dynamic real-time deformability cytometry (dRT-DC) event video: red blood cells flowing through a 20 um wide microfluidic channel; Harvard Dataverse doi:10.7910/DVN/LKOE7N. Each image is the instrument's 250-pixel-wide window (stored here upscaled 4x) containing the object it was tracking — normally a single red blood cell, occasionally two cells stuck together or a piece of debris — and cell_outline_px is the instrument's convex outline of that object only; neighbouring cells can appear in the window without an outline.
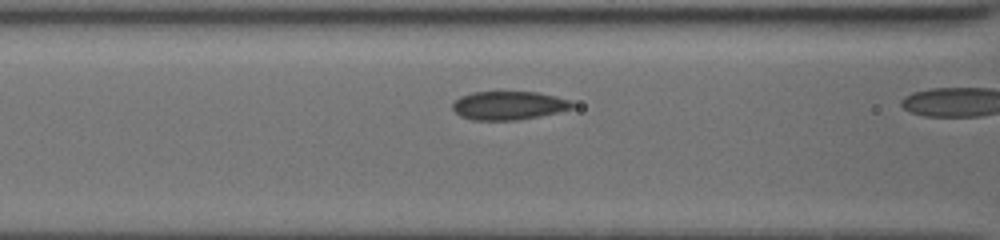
{"species": "common noctule bat (a hibernating species)", "species_latin": "Nyctalus noctula", "temperature_condition": "cold", "stored_images_in_passage": 8, "camera_frame_rate_fps": 3000, "um_per_image_px": 0.085, "animal": {"sex": "female", "body_mass_g": 19.5, "forearm_length_mm": 54.1}, "frame": {"image": 1, "passage_image": 5, "time_ms": 1.667, "image_size_px": [1000, 240], "cell_outline_px": [[576, 104], [572, 108], [540, 116], [516, 120], [472, 120], [460, 116], [452, 108], [452, 104], [460, 96], [472, 92], [536, 92], [556, 96], [572, 100]], "centroid_in_image_um": [43.24, 8.96], "position_along_channel_um": 123.4, "area_um2": 19.94}}
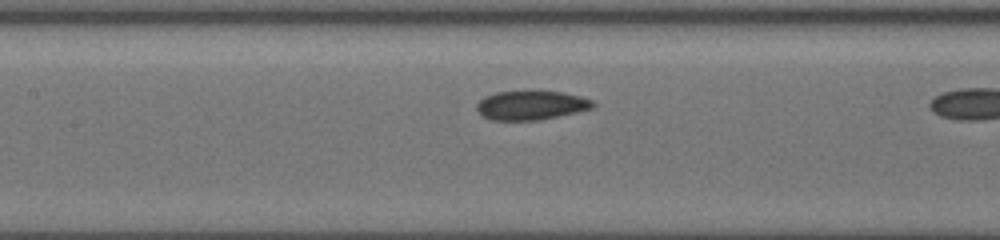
{"frame": {"image": 2, "passage_image": 7, "time_ms": 2.667, "image_size_px": [1000, 240], "cell_outline_px": [[596, 104], [592, 108], [576, 112], [540, 120], [492, 120], [480, 116], [476, 108], [476, 104], [484, 96], [496, 92], [528, 88], [536, 88], [564, 92], [580, 96], [592, 100]], "centroid_in_image_um": [45.11, 8.89], "position_along_channel_um": 162.3, "area_um2": 20.69}}